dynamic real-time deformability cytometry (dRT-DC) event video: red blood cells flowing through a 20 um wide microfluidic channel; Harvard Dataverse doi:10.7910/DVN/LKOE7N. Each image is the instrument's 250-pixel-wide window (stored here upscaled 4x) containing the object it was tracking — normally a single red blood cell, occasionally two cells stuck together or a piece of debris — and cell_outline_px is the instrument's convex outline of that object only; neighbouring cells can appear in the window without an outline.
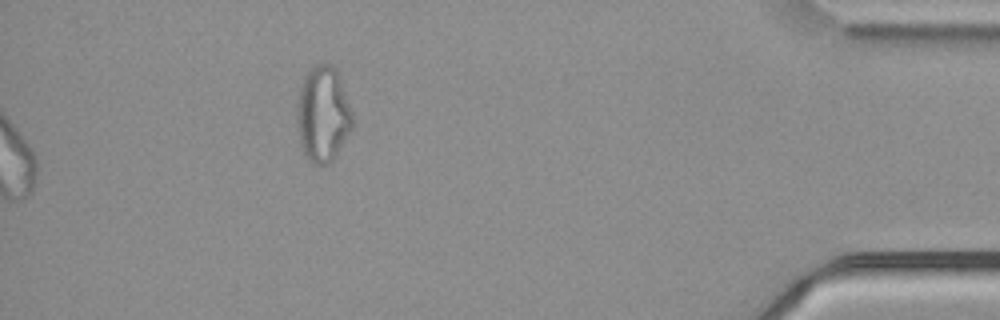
{"species": "common noctule bat (a hibernating species)", "species_latin": "Nyctalus noctula", "temperature_condition": "cold", "stored_images_in_passage": 37, "camera_frame_rate_fps": 3000, "um_per_image_px": 0.085, "animal": {"sex": "male", "body_mass_g": 21.5, "forearm_length_mm": 52.0}, "frame": {"image": 1, "passage_image": 37, "time_ms": 12.0, "image_size_px": [1000, 320], "cell_outline_px": [[352, 128], [332, 160], [328, 164], [320, 168], [304, 152], [300, 144], [296, 104], [296, 100], [300, 84], [304, 72], [316, 64], [332, 64], [336, 68], [340, 76], [352, 112]], "centroid_in_image_um": [27.43, 9.64], "position_along_channel_um": 407.8, "area_um2": 31.1}, "authors_computed_cell_mechanics": {"area_um2": 26.877, "velocity_mm_per_s": 3.7439, "shape_relaxation_time_tau1_ms": null, "shape_relaxation_time_tau2_ms": 2.208, "deformation_change_tau1": null, "deformation_change_tau2": 0.1099}}